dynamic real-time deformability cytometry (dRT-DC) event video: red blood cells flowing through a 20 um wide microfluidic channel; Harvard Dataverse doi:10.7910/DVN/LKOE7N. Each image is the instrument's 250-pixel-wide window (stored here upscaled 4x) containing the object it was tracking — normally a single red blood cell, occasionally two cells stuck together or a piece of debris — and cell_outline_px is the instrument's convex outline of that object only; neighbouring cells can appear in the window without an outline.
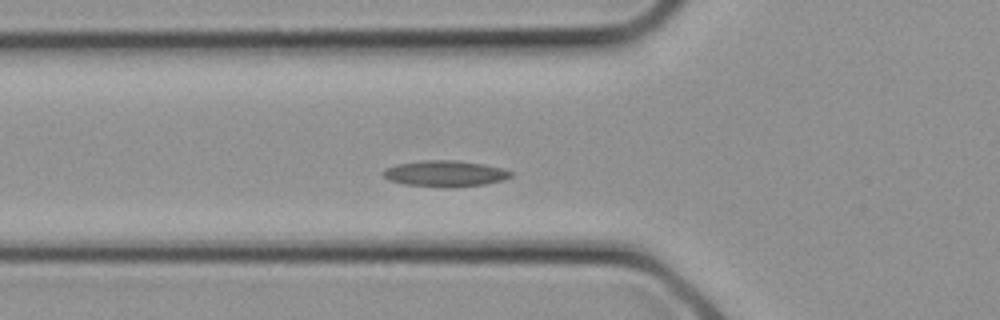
{"species": "common noctule bat (a hibernating species)", "species_latin": "Nyctalus noctula", "temperature_condition": "cold", "stored_images_in_passage": 21, "camera_frame_rate_fps": 3000, "um_per_image_px": 0.085, "animal": {"sex": "female", "body_mass_g": 21.9}, "frame": {"image": 1, "passage_image": 2, "time_ms": 0.333, "image_size_px": [1000, 320], "cell_outline_px": [[512, 176], [504, 180], [484, 184], [444, 188], [404, 184], [388, 180], [380, 172], [384, 168], [396, 164], [424, 160], [456, 160], [484, 164], [504, 168], [512, 172]], "centroid_in_image_um": [37.81, 14.75], "position_along_channel_um": 88.0, "area_um2": 19.65}}
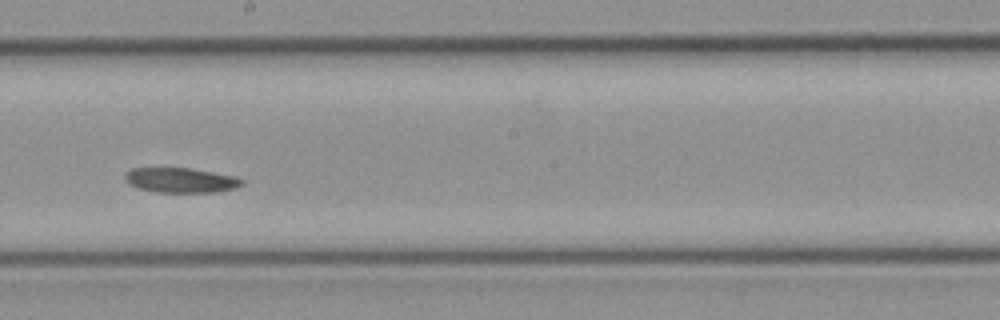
{"frame": {"image": 2, "passage_image": 8, "time_ms": 2.333, "image_size_px": [1000, 320], "cell_outline_px": [[244, 184], [236, 188], [216, 192], [156, 192], [140, 188], [128, 184], [124, 180], [124, 176], [132, 168], [192, 168], [236, 176], [244, 180]], "centroid_in_image_um": [15.4, 15.31], "position_along_channel_um": 232.8, "area_um2": 17.05}}
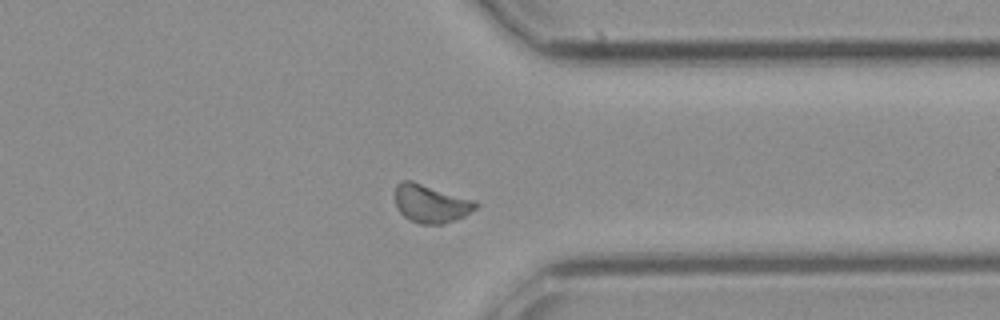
{"frame": {"image": 3, "passage_image": 14, "time_ms": 4.333, "image_size_px": [1000, 320], "cell_outline_px": [[480, 204], [476, 208], [464, 216], [444, 224], [420, 224], [408, 220], [400, 212], [396, 204], [396, 184], [400, 180], [412, 180], [476, 200]], "centroid_in_image_um": [36.63, 17.29], "position_along_channel_um": 374.8, "area_um2": 18.15}}